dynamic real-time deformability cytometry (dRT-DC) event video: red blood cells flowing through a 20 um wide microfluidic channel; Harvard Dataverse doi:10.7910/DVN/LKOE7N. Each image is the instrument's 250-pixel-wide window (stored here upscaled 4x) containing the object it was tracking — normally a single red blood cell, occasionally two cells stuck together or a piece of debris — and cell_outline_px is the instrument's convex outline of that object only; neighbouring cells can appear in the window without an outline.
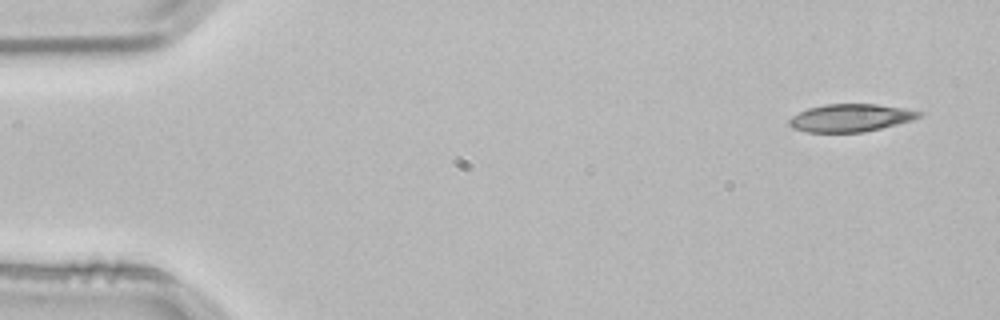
{"species": "common noctule bat (a hibernating species)", "species_latin": "Nyctalus noctula", "temperature_condition": "room temperature", "stored_images_in_passage": 51, "camera_frame_rate_fps": 3000, "um_per_image_px": 0.085, "animal": {"sex": "male", "body_mass_g": 21.5, "forearm_length_mm": 52.0}, "frame": {"image": 1, "passage_image": 1, "time_ms": 0.0, "image_size_px": [1000, 320], "cell_outline_px": [[920, 116], [912, 120], [864, 132], [808, 132], [792, 128], [788, 124], [788, 120], [792, 116], [808, 108], [824, 104], [876, 104], [904, 108], [920, 112]], "centroid_in_image_um": [72.24, 10.01], "position_along_channel_um": 12.8, "area_um2": 20.75}}
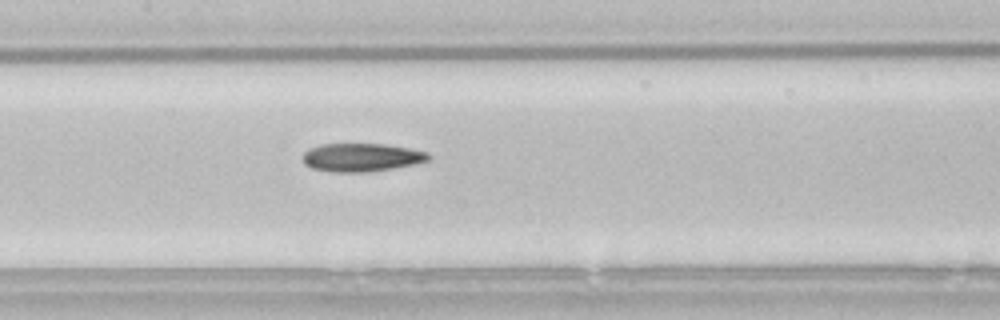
{"frame": {"image": 2, "passage_image": 23, "time_ms": 7.333, "image_size_px": [1000, 320], "cell_outline_px": [[432, 156], [428, 160], [416, 164], [392, 168], [364, 172], [332, 172], [312, 168], [304, 164], [304, 152], [320, 144], [384, 144], [408, 148], [428, 152]], "centroid_in_image_um": [30.75, 13.38], "position_along_channel_um": 176.6, "area_um2": 20.58}}
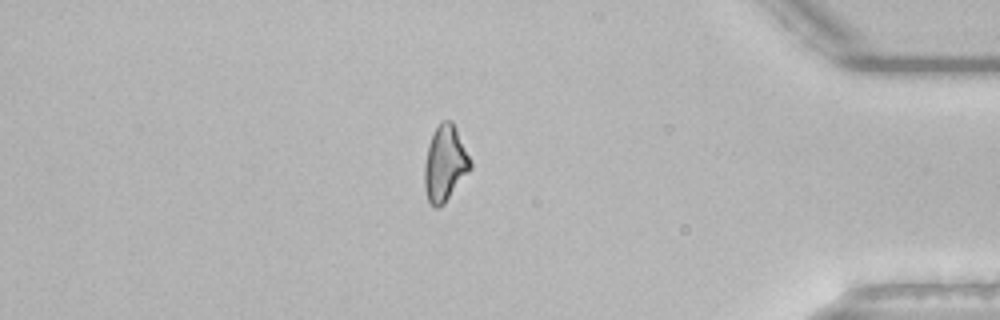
{"frame": {"image": 3, "passage_image": 43, "time_ms": 14.0, "image_size_px": [1000, 320], "cell_outline_px": [[472, 168], [444, 204], [440, 208], [432, 208], [428, 200], [424, 188], [424, 164], [428, 144], [432, 132], [444, 120], [452, 120], [456, 128], [472, 164]], "centroid_in_image_um": [37.8, 13.93], "position_along_channel_um": 397.4, "area_um2": 20.35}, "authors_computed_cell_mechanics": {"area_um2": 20.6346, "velocity_mm_per_s": 3.8436, "shape_relaxation_time_tau1_ms": null, "shape_relaxation_time_tau2_ms": 5.5827, "deformation_change_tau1": null, "deformation_change_tau2": 0.149}}